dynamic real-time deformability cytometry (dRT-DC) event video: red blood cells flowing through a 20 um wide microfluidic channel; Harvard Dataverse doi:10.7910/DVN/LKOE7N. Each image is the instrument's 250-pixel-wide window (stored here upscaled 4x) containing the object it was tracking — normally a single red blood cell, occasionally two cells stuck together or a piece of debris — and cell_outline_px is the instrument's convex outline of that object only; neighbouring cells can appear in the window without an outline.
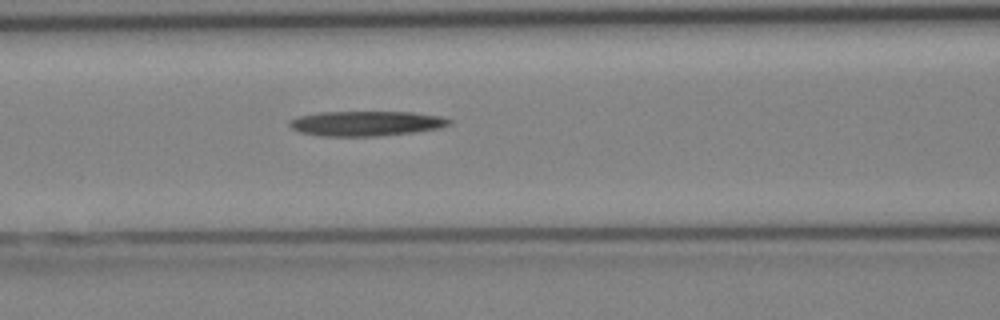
{"species": "Egyptian fruit bat (a non-hibernating species)", "species_latin": "Rousettus aegyptiacus", "temperature_condition": "cold", "stored_images_in_passage": 5, "segment_of_instrument_passage": [1, 2], "camera_frame_rate_fps": 3000, "um_per_image_px": 0.085, "animal": {"sex": "female"}, "frame": {"image": 1, "passage_image": 4, "time_ms": 3.667, "image_size_px": [1000, 320], "cell_outline_px": [[452, 124], [440, 128], [412, 132], [380, 136], [320, 136], [300, 132], [292, 128], [288, 124], [288, 120], [296, 116], [320, 112], [412, 112], [440, 116], [452, 120]], "centroid_in_image_um": [31.09, 10.49], "position_along_channel_um": 135.5, "area_um2": 23.35}}